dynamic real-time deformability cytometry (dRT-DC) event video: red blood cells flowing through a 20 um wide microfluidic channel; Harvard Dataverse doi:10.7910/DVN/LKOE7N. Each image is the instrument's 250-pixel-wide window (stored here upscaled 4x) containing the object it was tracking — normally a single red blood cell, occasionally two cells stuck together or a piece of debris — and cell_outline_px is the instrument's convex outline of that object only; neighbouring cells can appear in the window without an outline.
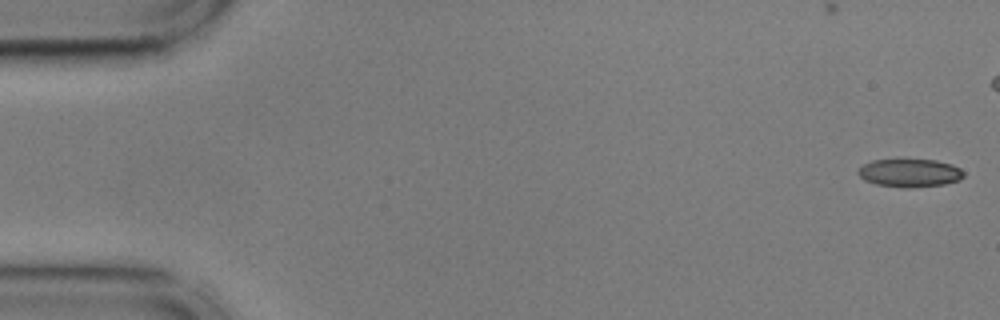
{"species": "common noctule bat (a hibernating species)", "species_latin": "Nyctalus noctula", "temperature_condition": "cold", "stored_images_in_passage": 48, "camera_frame_rate_fps": 3000, "um_per_image_px": 0.085, "animal": {"sex": "male", "body_mass_g": 17.9, "forearm_length_mm": 54.2}, "frame": {"image": 1, "passage_image": 1, "time_ms": 0.0, "image_size_px": [1000, 320], "cell_outline_px": [[964, 176], [960, 180], [944, 184], [908, 188], [904, 188], [876, 184], [864, 180], [856, 172], [864, 164], [872, 160], [900, 156], [936, 160], [952, 164], [960, 168], [964, 172]], "centroid_in_image_um": [77.31, 14.64], "position_along_channel_um": 7.7, "area_um2": 18.21}}
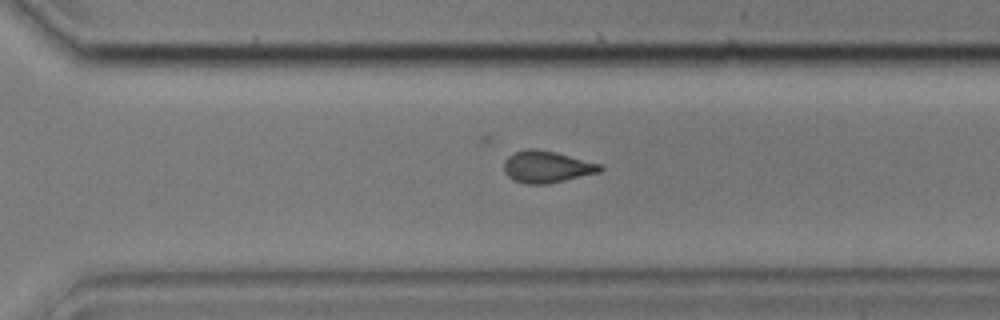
{"frame": {"image": 2, "passage_image": 38, "time_ms": 12.333, "image_size_px": [1000, 320], "cell_outline_px": [[604, 168], [600, 172], [548, 184], [524, 184], [512, 180], [504, 172], [504, 160], [508, 156], [516, 152], [528, 148], [536, 148], [556, 152], [600, 164]], "centroid_in_image_um": [46.45, 14.18], "position_along_channel_um": 324.2, "area_um2": 17.92}}
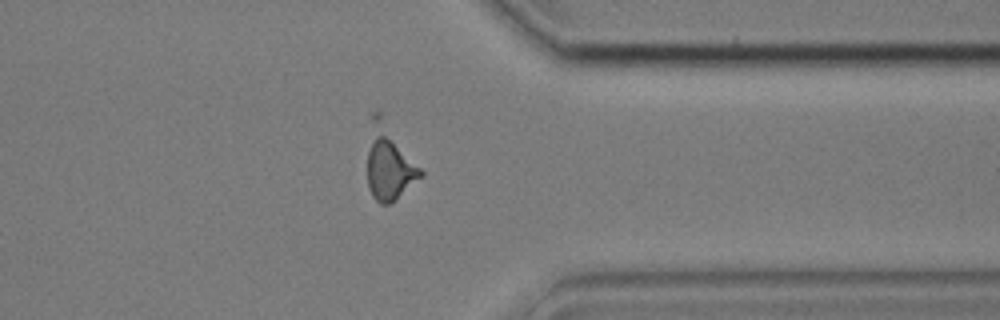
{"frame": {"image": 3, "passage_image": 43, "time_ms": 14.0, "image_size_px": [1000, 320], "cell_outline_px": [[424, 176], [396, 200], [388, 204], [380, 204], [372, 196], [368, 188], [368, 152], [376, 136], [384, 136], [420, 168], [424, 172]], "centroid_in_image_um": [33.16, 14.58], "position_along_channel_um": 378.2, "area_um2": 17.98}, "authors_computed_cell_mechanics": {"area_um2": 18.207, "velocity_mm_per_s": 3.6324, "shape_relaxation_time_tau1_ms": null, "shape_relaxation_time_tau2_ms": 5.4121, "deformation_change_tau1": null, "deformation_change_tau2": 0.1214}}